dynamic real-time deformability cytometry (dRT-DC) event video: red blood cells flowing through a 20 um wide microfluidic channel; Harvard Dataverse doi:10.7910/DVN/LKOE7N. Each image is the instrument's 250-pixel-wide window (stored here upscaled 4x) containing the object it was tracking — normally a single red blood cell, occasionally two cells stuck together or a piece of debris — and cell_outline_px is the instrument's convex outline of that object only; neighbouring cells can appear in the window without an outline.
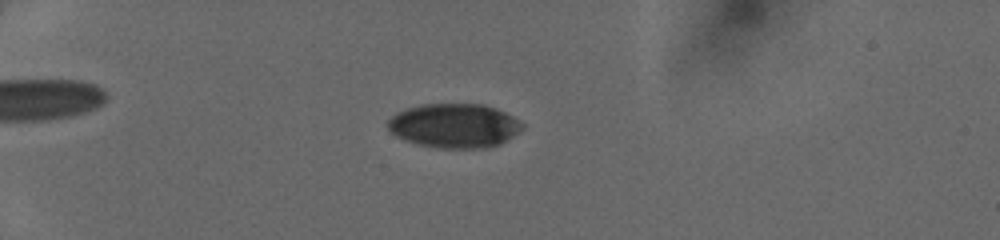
{"species": "human", "species_latin": "Homo sapiens", "temperature_condition": "cold", "stored_images_in_passage": 41, "camera_frame_rate_fps": 3000, "um_per_image_px": 0.085, "donor": {"sex": "female"}, "frame": {"image": 1, "passage_image": 6, "time_ms": 1.667, "image_size_px": [1000, 240], "cell_outline_px": [[524, 128], [500, 144], [484, 148], [440, 148], [420, 144], [404, 140], [396, 136], [388, 128], [388, 120], [396, 112], [420, 104], [484, 104], [496, 108], [520, 120], [524, 124]], "centroid_in_image_um": [38.63, 10.67], "position_along_channel_um": 46.4, "area_um2": 34.62}}
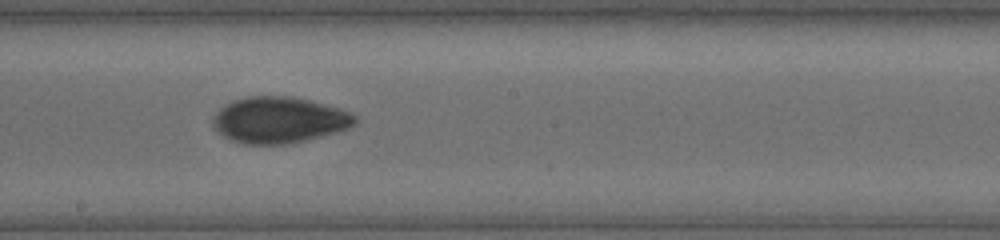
{"frame": {"image": 2, "passage_image": 22, "time_ms": 7.0, "image_size_px": [1000, 240], "cell_outline_px": [[356, 124], [352, 128], [304, 140], [284, 144], [244, 144], [232, 140], [224, 136], [212, 124], [212, 120], [216, 112], [224, 104], [232, 100], [248, 96], [292, 96], [312, 100], [340, 108], [352, 112], [356, 116]], "centroid_in_image_um": [23.75, 10.18], "position_along_channel_um": 224.4, "area_um2": 38.44}}
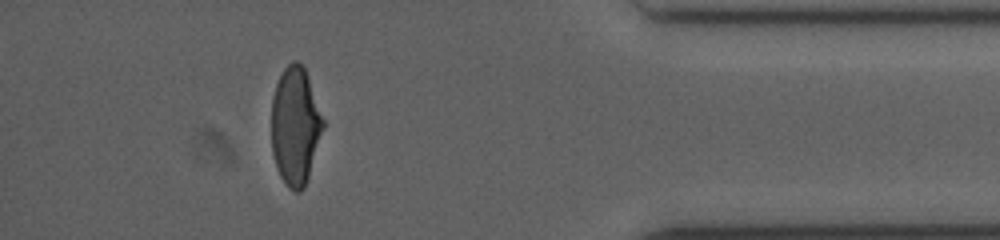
{"frame": {"image": 3, "passage_image": 37, "time_ms": 12.0, "image_size_px": [1000, 240], "cell_outline_px": [[324, 128], [304, 188], [300, 192], [296, 192], [288, 188], [280, 176], [276, 168], [272, 152], [272, 96], [276, 84], [284, 68], [292, 60], [296, 60], [304, 68], [324, 120]], "centroid_in_image_um": [25.09, 10.73], "position_along_channel_um": 410.1, "area_um2": 35.26}}